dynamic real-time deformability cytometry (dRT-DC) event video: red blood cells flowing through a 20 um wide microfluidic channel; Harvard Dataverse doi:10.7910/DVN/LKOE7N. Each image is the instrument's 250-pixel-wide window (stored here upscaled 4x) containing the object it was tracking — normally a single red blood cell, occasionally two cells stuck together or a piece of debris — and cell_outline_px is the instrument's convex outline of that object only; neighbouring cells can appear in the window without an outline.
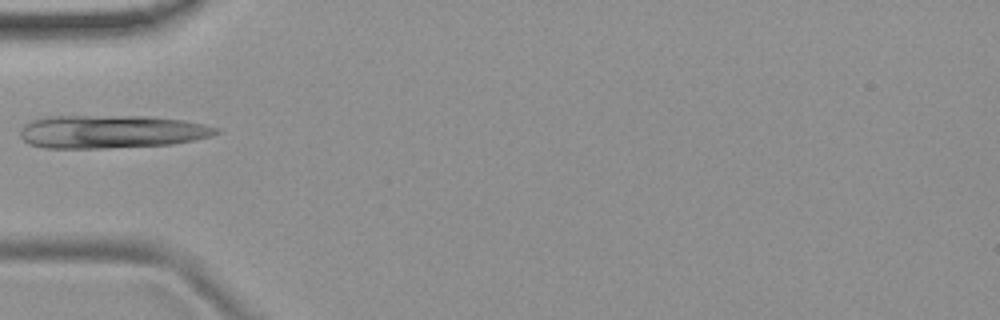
{"species": "common noctule bat (a hibernating species)", "species_latin": "Nyctalus noctula", "temperature_condition": "room temperature", "stored_images_in_passage": 5, "camera_frame_rate_fps": 3000, "um_per_image_px": 0.085, "animal": {"sex": "female", "body_mass_g": 19.9}, "frame": {"image": 1, "passage_image": 4, "time_ms": 1.0, "image_size_px": [1000, 320], "cell_outline_px": [[220, 132], [212, 136], [172, 144], [108, 148], [44, 148], [28, 144], [20, 136], [20, 128], [24, 124], [32, 120], [44, 116], [148, 116], [184, 120], [204, 124], [220, 128]], "centroid_in_image_um": [9.44, 11.19], "position_along_channel_um": 75.6, "area_um2": 38.15}}
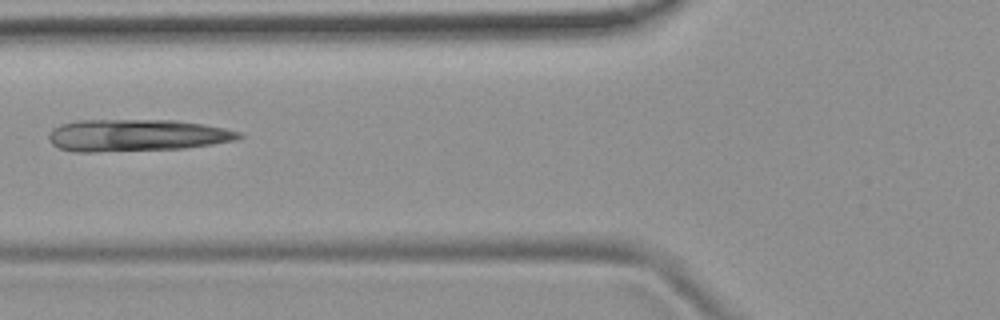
{"frame": {"image": 2, "passage_image": 5, "time_ms": 1.333, "image_size_px": [1000, 320], "cell_outline_px": [[244, 136], [236, 140], [212, 144], [184, 148], [92, 152], [76, 152], [60, 148], [52, 144], [48, 140], [48, 136], [52, 128], [60, 124], [76, 120], [176, 120], [224, 128], [240, 132]], "centroid_in_image_um": [11.57, 11.5], "position_along_channel_um": 114.2, "area_um2": 35.49}}